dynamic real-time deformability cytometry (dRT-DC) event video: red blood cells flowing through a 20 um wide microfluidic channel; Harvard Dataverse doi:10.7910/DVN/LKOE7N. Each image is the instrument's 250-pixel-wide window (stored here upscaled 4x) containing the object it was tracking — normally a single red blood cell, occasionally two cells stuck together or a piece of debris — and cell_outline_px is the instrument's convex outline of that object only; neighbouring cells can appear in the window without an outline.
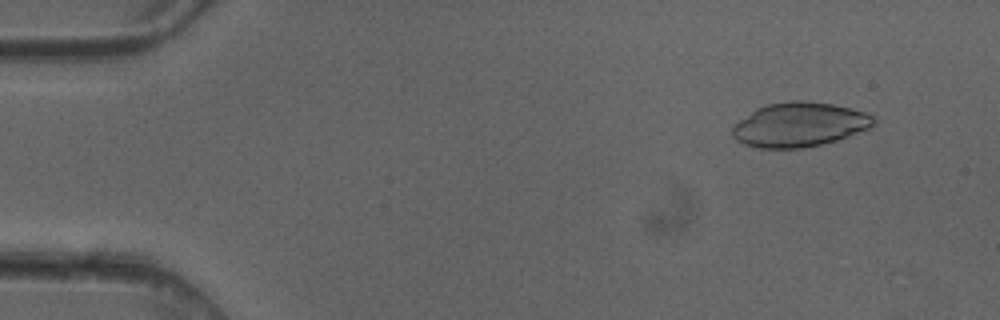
{"species": "common noctule bat (a hibernating species)", "species_latin": "Nyctalus noctula", "temperature_condition": "cold", "stored_images_in_passage": 6, "camera_frame_rate_fps": 3000, "um_per_image_px": 0.085, "animal": {"sex": "female"}, "frame": {"image": 1, "passage_image": 2, "time_ms": 0.333, "image_size_px": [1000, 320], "cell_outline_px": [[876, 120], [868, 128], [848, 136], [836, 140], [820, 144], [800, 148], [760, 148], [744, 144], [736, 140], [732, 136], [732, 128], [740, 120], [756, 108], [768, 104], [788, 100], [804, 100], [832, 104], [852, 108], [864, 112], [872, 116]], "centroid_in_image_um": [67.92, 10.58], "position_along_channel_um": 17.1, "area_um2": 36.24}}